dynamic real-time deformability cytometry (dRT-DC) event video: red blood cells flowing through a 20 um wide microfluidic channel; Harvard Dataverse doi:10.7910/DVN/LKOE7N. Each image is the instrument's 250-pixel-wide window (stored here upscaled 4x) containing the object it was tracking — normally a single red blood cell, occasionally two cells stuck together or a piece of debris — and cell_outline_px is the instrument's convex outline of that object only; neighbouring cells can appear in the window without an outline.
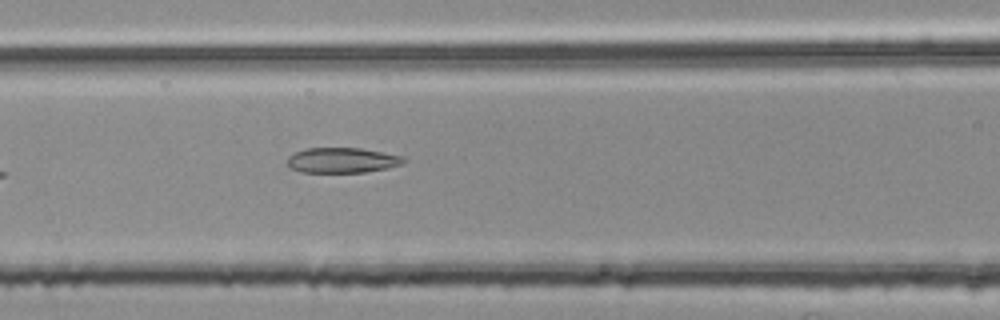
{"species": "common noctule bat (a hibernating species)", "species_latin": "Nyctalus noctula", "temperature_condition": "room temperature", "stored_images_in_passage": 7, "segment_of_instrument_passage": [2, 2], "camera_frame_rate_fps": 3000, "um_per_image_px": 0.085, "animal": {"sex": "female", "body_mass_g": 25.1}, "frame": {"image": 1, "passage_image": 7, "time_ms": 2.0, "image_size_px": [1000, 320], "cell_outline_px": [[404, 164], [388, 168], [364, 172], [300, 172], [292, 168], [288, 164], [288, 156], [304, 148], [360, 148], [404, 156]], "centroid_in_image_um": [29.1, 13.62], "position_along_channel_um": 137.5, "area_um2": 17.05}}